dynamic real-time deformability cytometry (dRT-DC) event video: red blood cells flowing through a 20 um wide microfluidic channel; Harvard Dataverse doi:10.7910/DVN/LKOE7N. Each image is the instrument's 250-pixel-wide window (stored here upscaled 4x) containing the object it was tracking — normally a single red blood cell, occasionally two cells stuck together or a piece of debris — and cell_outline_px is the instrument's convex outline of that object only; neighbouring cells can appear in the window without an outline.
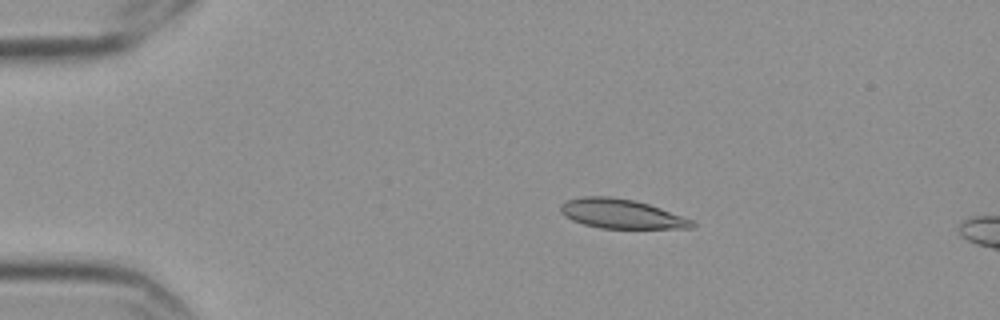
{"species": "Egyptian fruit bat (a non-hibernating species)", "species_latin": "Rousettus aegyptiacus", "temperature_condition": "cold", "stored_images_in_passage": 17, "camera_frame_rate_fps": 3000, "um_per_image_px": 0.085, "frame": {"image": 1, "passage_image": 12, "time_ms": 3.667, "image_size_px": [1000, 320], "cell_outline_px": [[696, 224], [692, 228], [600, 228], [584, 224], [572, 220], [564, 216], [560, 212], [560, 204], [568, 200], [580, 196], [608, 196], [636, 200], [660, 208], [692, 220]], "centroid_in_image_um": [52.77, 18.16], "position_along_channel_um": 32.2, "area_um2": 22.43}}